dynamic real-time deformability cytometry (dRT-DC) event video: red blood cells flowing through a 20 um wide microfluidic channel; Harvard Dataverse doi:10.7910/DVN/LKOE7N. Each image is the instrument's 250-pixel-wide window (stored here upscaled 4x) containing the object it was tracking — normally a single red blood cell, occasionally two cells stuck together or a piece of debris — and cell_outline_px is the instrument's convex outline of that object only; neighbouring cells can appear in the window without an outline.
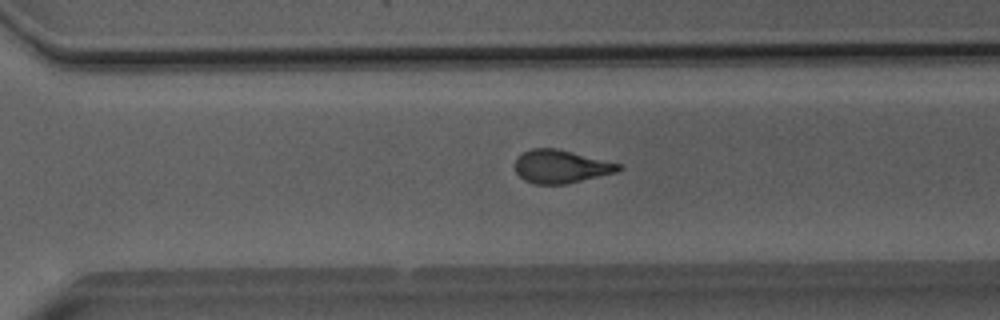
{"species": "Egyptian fruit bat (a non-hibernating species)", "species_latin": "Rousettus aegyptiacus", "temperature_condition": "room temperature", "stored_images_in_passage": 50, "camera_frame_rate_fps": 3000, "um_per_image_px": 0.085, "animal": {"sex": "male"}, "frame": {"image": 1, "passage_image": 35, "time_ms": 11.333, "image_size_px": [1000, 320], "cell_outline_px": [[624, 168], [616, 172], [564, 184], [532, 184], [524, 180], [516, 172], [516, 160], [520, 152], [532, 148], [560, 148], [624, 164]], "centroid_in_image_um": [47.71, 14.13], "position_along_channel_um": 322.9, "area_um2": 20.35}}
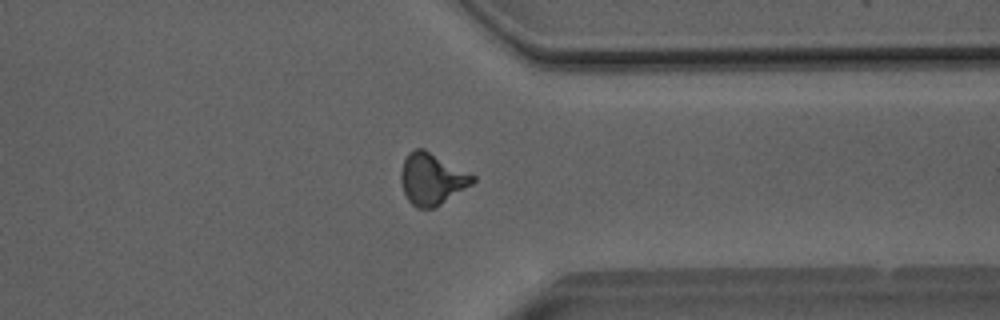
{"frame": {"image": 2, "passage_image": 39, "time_ms": 12.667, "image_size_px": [1000, 320], "cell_outline_px": [[476, 180], [472, 184], [440, 204], [432, 208], [416, 208], [408, 200], [404, 192], [400, 180], [400, 172], [404, 160], [408, 152], [416, 148], [424, 148], [476, 176]], "centroid_in_image_um": [36.69, 15.19], "position_along_channel_um": 374.7, "area_um2": 21.5}}
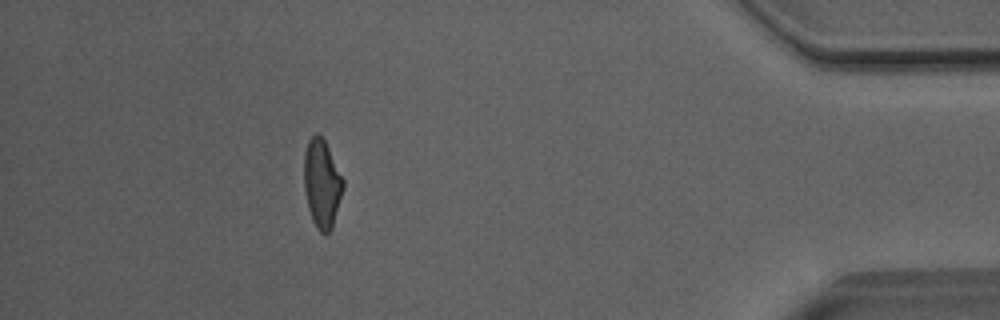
{"frame": {"image": 3, "passage_image": 45, "time_ms": 14.667, "image_size_px": [1000, 320], "cell_outline_px": [[344, 188], [332, 228], [324, 236], [316, 228], [312, 220], [308, 208], [304, 188], [304, 152], [308, 140], [316, 132], [324, 140], [344, 180]], "centroid_in_image_um": [27.35, 15.63], "position_along_channel_um": 407.8, "area_um2": 20.17}}